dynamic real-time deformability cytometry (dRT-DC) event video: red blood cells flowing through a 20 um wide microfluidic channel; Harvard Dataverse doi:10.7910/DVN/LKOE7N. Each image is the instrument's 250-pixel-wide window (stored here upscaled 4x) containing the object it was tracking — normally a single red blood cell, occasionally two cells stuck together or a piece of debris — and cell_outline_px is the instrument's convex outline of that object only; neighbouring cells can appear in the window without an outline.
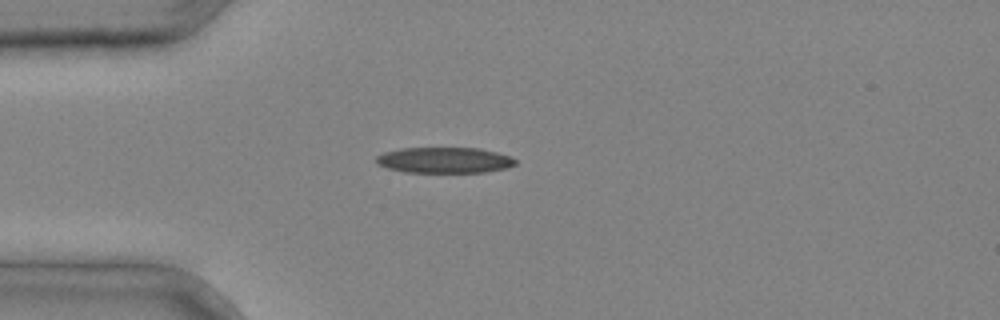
{"species": "common noctule bat (a hibernating species)", "species_latin": "Nyctalus noctula", "temperature_condition": "cold", "stored_images_in_passage": 1, "camera_frame_rate_fps": 3000, "um_per_image_px": 0.085, "animal": {"sex": "male", "body_mass_g": 20.4}, "frame": {"image": 1, "passage_image": 1, "time_ms": 0.0, "image_size_px": [1000, 320], "cell_outline_px": [[516, 164], [504, 168], [484, 172], [404, 172], [388, 168], [376, 164], [376, 156], [384, 152], [400, 148], [480, 148], [496, 152], [508, 156], [516, 160]], "centroid_in_image_um": [37.73, 13.61], "position_along_channel_um": 47.3, "area_um2": 20.81}}